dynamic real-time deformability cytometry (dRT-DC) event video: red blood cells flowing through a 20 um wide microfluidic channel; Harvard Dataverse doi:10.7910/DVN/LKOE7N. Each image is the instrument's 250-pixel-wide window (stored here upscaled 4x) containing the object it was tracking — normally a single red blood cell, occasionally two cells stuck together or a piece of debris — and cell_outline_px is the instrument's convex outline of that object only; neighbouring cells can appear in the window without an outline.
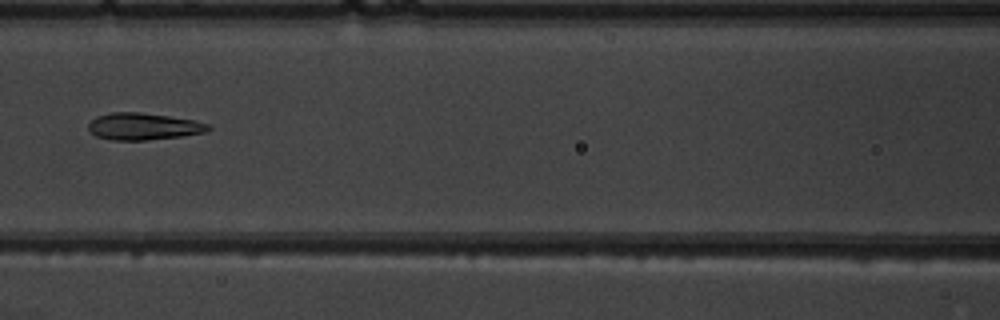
{"species": "common noctule bat (a hibernating species)", "species_latin": "Nyctalus noctula", "temperature_condition": "warm", "stored_images_in_passage": 8, "camera_frame_rate_fps": 3000, "um_per_image_px": 0.085, "animal": {"sex": "male", "body_mass_g": 19.5, "forearm_length_mm": 54.6}, "frame": {"image": 1, "passage_image": 6, "time_ms": 6.667, "image_size_px": [1000, 320], "cell_outline_px": [[212, 128], [204, 132], [180, 136], [144, 140], [112, 140], [96, 136], [88, 132], [88, 124], [96, 116], [112, 112], [140, 112], [196, 120], [208, 124]], "centroid_in_image_um": [12.15, 10.74], "position_along_channel_um": 154.4, "area_um2": 18.79}}
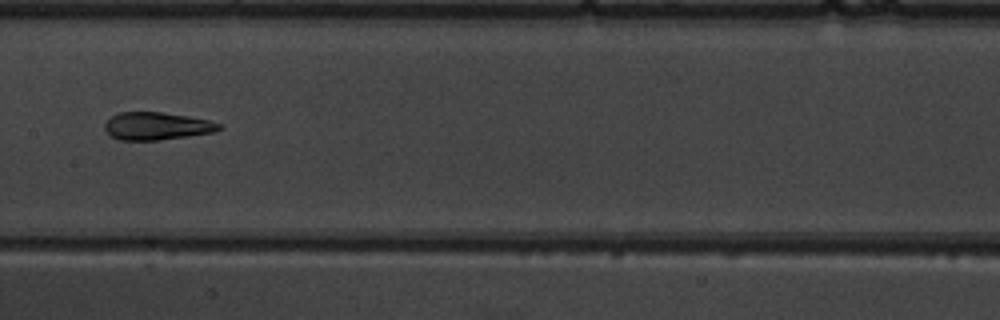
{"frame": {"image": 2, "passage_image": 7, "time_ms": 7.667, "image_size_px": [1000, 320], "cell_outline_px": [[224, 128], [212, 132], [188, 136], [156, 140], [120, 140], [112, 136], [104, 128], [104, 124], [112, 116], [120, 112], [160, 112], [188, 116], [208, 120], [224, 124]], "centroid_in_image_um": [13.36, 10.71], "position_along_channel_um": 194.0, "area_um2": 18.32}}
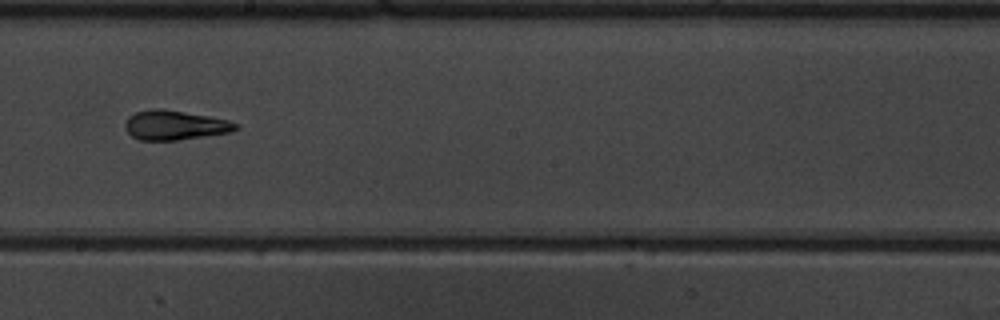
{"frame": {"image": 3, "passage_image": 8, "time_ms": 8.667, "image_size_px": [1000, 320], "cell_outline_px": [[240, 128], [232, 132], [176, 140], [140, 140], [132, 136], [124, 128], [124, 124], [128, 116], [136, 112], [152, 108], [164, 108], [208, 116], [228, 120], [240, 124]], "centroid_in_image_um": [14.87, 10.63], "position_along_channel_um": 233.3, "area_um2": 19.19}}